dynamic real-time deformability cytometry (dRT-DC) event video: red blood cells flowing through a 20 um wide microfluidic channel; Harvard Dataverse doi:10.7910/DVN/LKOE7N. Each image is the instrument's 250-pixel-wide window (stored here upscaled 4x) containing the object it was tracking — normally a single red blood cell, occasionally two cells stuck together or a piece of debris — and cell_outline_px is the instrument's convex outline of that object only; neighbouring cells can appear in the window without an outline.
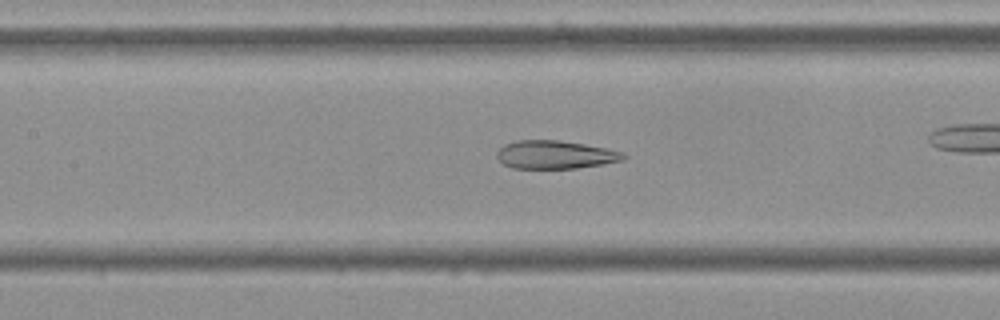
{"species": "Egyptian fruit bat (a non-hibernating species)", "species_latin": "Rousettus aegyptiacus", "temperature_condition": "cold", "stored_images_in_passage": 35, "camera_frame_rate_fps": 3000, "um_per_image_px": 0.085, "frame": {"image": 1, "passage_image": 16, "time_ms": 5.0, "image_size_px": [1000, 320], "cell_outline_px": [[628, 156], [624, 160], [604, 164], [576, 168], [512, 168], [504, 164], [496, 156], [496, 152], [504, 144], [516, 140], [560, 140], [584, 144], [624, 152]], "centroid_in_image_um": [47.2, 13.14], "position_along_channel_um": 160.2, "area_um2": 20.87}}